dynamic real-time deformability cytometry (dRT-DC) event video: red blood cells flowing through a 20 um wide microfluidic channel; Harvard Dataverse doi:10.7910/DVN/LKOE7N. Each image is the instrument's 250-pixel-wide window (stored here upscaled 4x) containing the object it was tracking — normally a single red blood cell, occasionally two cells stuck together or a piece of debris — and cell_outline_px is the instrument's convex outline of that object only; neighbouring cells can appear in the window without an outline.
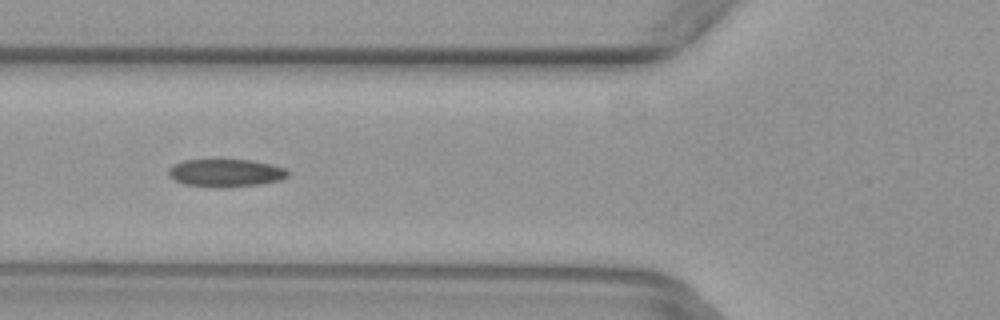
{"species": "common noctule bat (a hibernating species)", "species_latin": "Nyctalus noctula", "temperature_condition": "warm", "stored_images_in_passage": 5, "camera_frame_rate_fps": 3000, "um_per_image_px": 0.085, "animal": {"sex": "female", "body_mass_g": 29.2, "forearm_length_mm": 56.3}, "frame": {"image": 1, "passage_image": 5, "time_ms": 1.333, "image_size_px": [1000, 320], "cell_outline_px": [[288, 176], [280, 180], [260, 184], [224, 188], [208, 188], [184, 184], [168, 176], [168, 168], [172, 164], [184, 160], [252, 160], [272, 164], [284, 168], [288, 172]], "centroid_in_image_um": [19.15, 14.71], "position_along_channel_um": 106.7, "area_um2": 19.59}}